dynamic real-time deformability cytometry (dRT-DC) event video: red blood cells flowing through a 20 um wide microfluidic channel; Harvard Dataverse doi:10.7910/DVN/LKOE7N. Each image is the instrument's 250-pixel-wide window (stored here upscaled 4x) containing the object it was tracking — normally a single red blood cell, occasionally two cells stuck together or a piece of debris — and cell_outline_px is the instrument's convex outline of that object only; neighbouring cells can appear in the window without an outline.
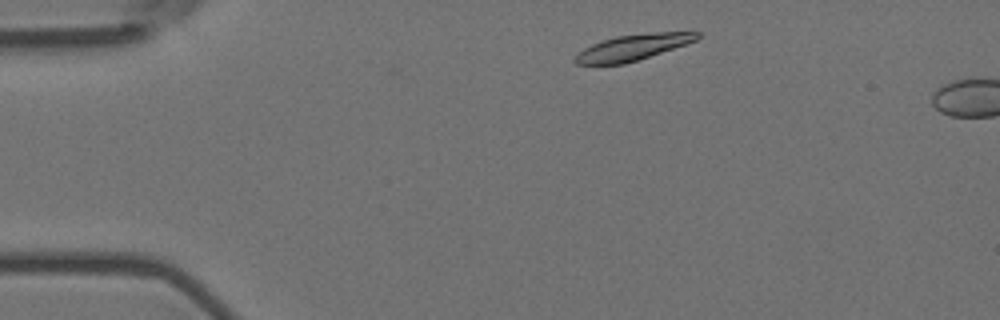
{"species": "Egyptian fruit bat (a non-hibernating species)", "species_latin": "Rousettus aegyptiacus", "temperature_condition": "room temperature", "stored_images_in_passage": 5, "camera_frame_rate_fps": 3000, "um_per_image_px": 0.085, "animal": {"sex": "female"}, "frame": {"image": 1, "passage_image": 3, "time_ms": 0.667, "image_size_px": [1000, 320], "cell_outline_px": [[700, 36], [696, 40], [624, 64], [576, 64], [572, 60], [584, 48], [592, 44], [616, 36], [652, 32], [700, 32]], "centroid_in_image_um": [53.75, 4.02], "position_along_channel_um": 31.3, "area_um2": 17.92}}